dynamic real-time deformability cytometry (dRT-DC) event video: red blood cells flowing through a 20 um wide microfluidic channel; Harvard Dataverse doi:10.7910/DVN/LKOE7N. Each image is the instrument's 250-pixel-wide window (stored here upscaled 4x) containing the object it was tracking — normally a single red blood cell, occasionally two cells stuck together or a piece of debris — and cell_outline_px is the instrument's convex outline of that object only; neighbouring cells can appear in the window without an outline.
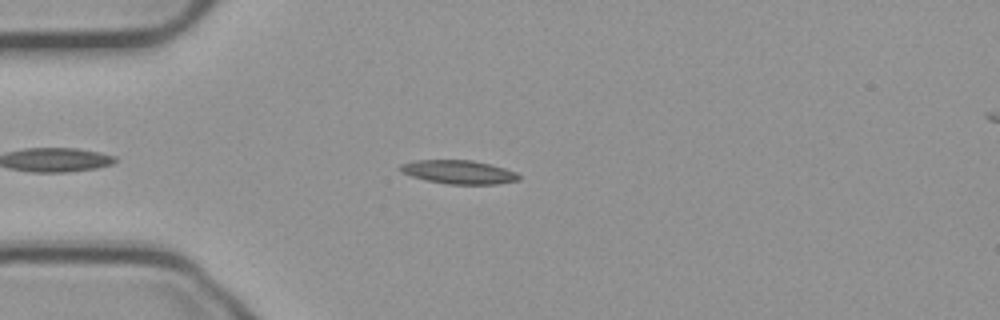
{"species": "common noctule bat (a hibernating species)", "species_latin": "Nyctalus noctula", "temperature_condition": "cold", "stored_images_in_passage": 45, "camera_frame_rate_fps": 3000, "um_per_image_px": 0.085, "animal": {"sex": "male", "body_mass_g": 23.1, "forearm_length_mm": 52.7}, "frame": {"image": 1, "passage_image": 8, "time_ms": 2.333, "image_size_px": [1000, 320], "cell_outline_px": [[520, 180], [496, 184], [448, 184], [424, 180], [400, 172], [400, 164], [416, 160], [472, 160], [504, 168], [516, 172], [520, 176]], "centroid_in_image_um": [38.97, 14.63], "position_along_channel_um": 46.0, "area_um2": 16.3}}
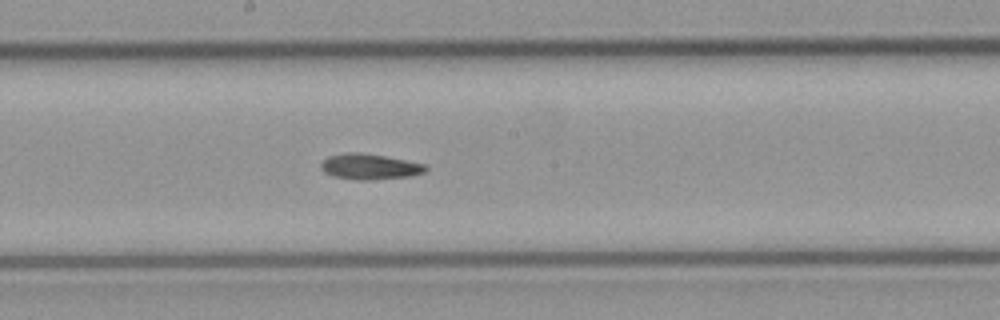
{"frame": {"image": 2, "passage_image": 23, "time_ms": 7.333, "image_size_px": [1000, 320], "cell_outline_px": [[428, 168], [424, 172], [412, 176], [372, 180], [356, 180], [332, 176], [324, 172], [320, 168], [320, 164], [328, 156], [344, 152], [360, 152], [384, 156], [428, 164]], "centroid_in_image_um": [31.43, 14.16], "position_along_channel_um": 216.8, "area_um2": 15.9}}
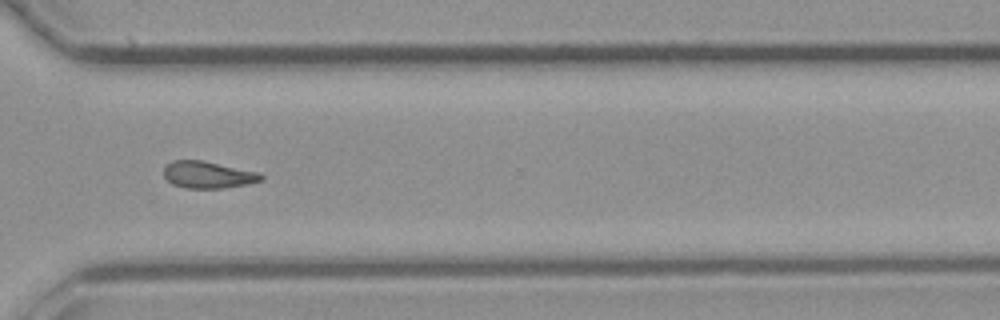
{"frame": {"image": 3, "passage_image": 34, "time_ms": 11.0, "image_size_px": [1000, 320], "cell_outline_px": [[264, 180], [248, 184], [224, 188], [184, 188], [172, 184], [164, 176], [164, 168], [172, 160], [200, 160], [260, 172], [264, 176]], "centroid_in_image_um": [17.71, 14.86], "position_along_channel_um": 352.9, "area_um2": 15.32}, "authors_computed_cell_mechanics": {"area_um2": 15.4904, "velocity_mm_per_s": 3.723, "shape_relaxation_time_tau1_ms": null, "shape_relaxation_time_tau2_ms": 10.8776, "deformation_change_tau1": null, "deformation_change_tau2": 0.1969}}